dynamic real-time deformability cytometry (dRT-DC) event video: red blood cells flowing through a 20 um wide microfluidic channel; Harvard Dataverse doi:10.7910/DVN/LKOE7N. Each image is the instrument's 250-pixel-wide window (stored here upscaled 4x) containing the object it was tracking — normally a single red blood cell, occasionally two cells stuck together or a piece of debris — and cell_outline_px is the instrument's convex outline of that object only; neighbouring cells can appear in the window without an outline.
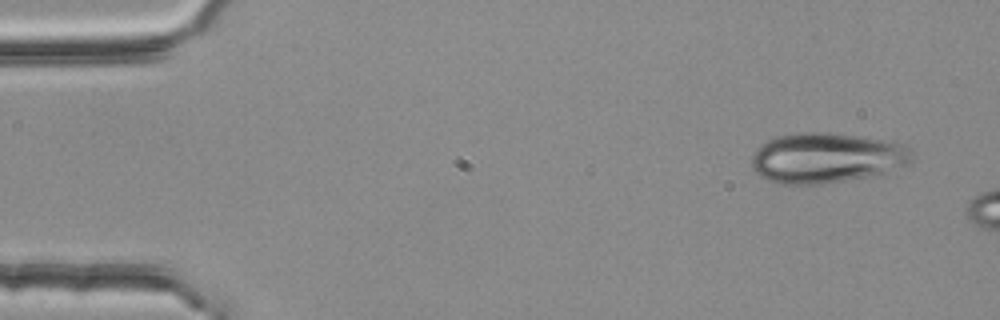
{"species": "common noctule bat (a hibernating species)", "species_latin": "Nyctalus noctula", "temperature_condition": "room temperature", "stored_images_in_passage": 3, "camera_frame_rate_fps": 3000, "um_per_image_px": 0.085, "animal": {"sex": "female", "body_mass_g": 25.1}, "frame": {"image": 1, "passage_image": 1, "time_ms": 0.0, "image_size_px": [1000, 320], "cell_outline_px": [[912, 164], [884, 176], [820, 184], [780, 184], [768, 180], [760, 176], [752, 168], [752, 156], [756, 148], [772, 136], [796, 132], [824, 132], [856, 136], [884, 140], [908, 144], [912, 148]], "centroid_in_image_um": [70.34, 13.43], "position_along_channel_um": 14.7, "area_um2": 48.32}}